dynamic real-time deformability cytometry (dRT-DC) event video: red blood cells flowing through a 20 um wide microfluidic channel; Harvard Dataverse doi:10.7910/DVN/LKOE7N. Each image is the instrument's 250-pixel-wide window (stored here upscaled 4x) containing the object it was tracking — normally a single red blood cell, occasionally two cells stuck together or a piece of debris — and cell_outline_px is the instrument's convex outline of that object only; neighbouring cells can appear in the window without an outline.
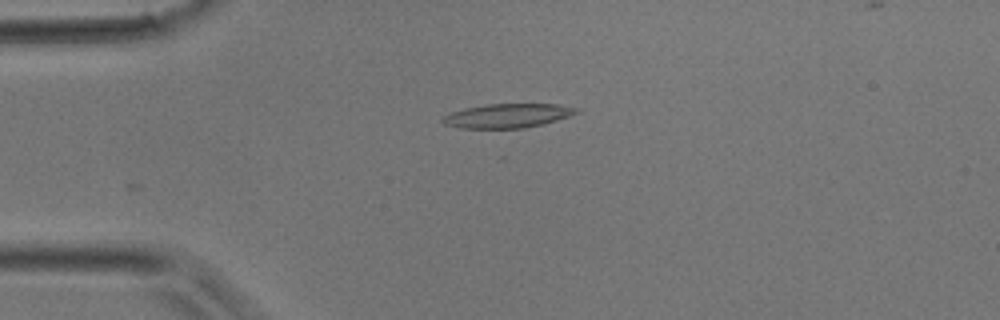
{"species": "common noctule bat (a hibernating species)", "species_latin": "Nyctalus noctula", "temperature_condition": "room temperature", "stored_images_in_passage": 21, "camera_frame_rate_fps": 3000, "um_per_image_px": 0.085, "animal": {"sex": "male", "body_mass_g": 17.9}, "frame": {"image": 1, "passage_image": 1, "time_ms": 0.0, "image_size_px": [1000, 320], "cell_outline_px": [[580, 112], [572, 116], [544, 124], [524, 128], [460, 128], [444, 124], [440, 120], [444, 116], [452, 112], [464, 108], [488, 104], [556, 104], [580, 108]], "centroid_in_image_um": [43.2, 9.84], "position_along_channel_um": 41.8, "area_um2": 18.96}}
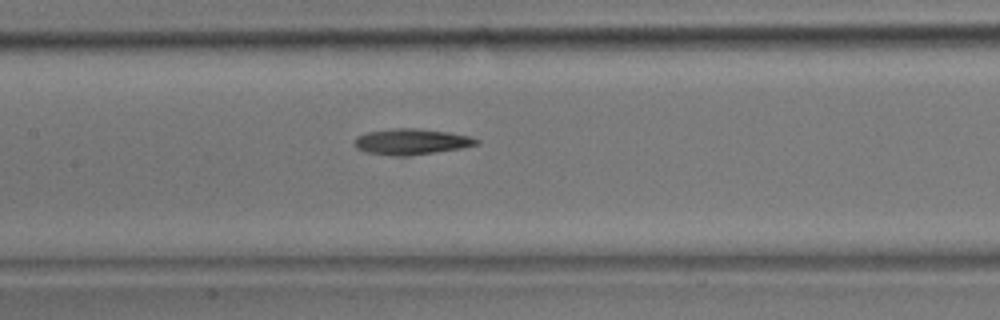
{"frame": {"image": 2, "passage_image": 10, "time_ms": 3.0, "image_size_px": [1000, 320], "cell_outline_px": [[480, 144], [460, 148], [408, 156], [392, 156], [364, 152], [356, 148], [352, 144], [352, 140], [356, 136], [368, 132], [392, 128], [420, 128], [448, 132], [472, 136], [480, 140]], "centroid_in_image_um": [34.93, 12.04], "position_along_channel_um": 172.5, "area_um2": 18.73}}
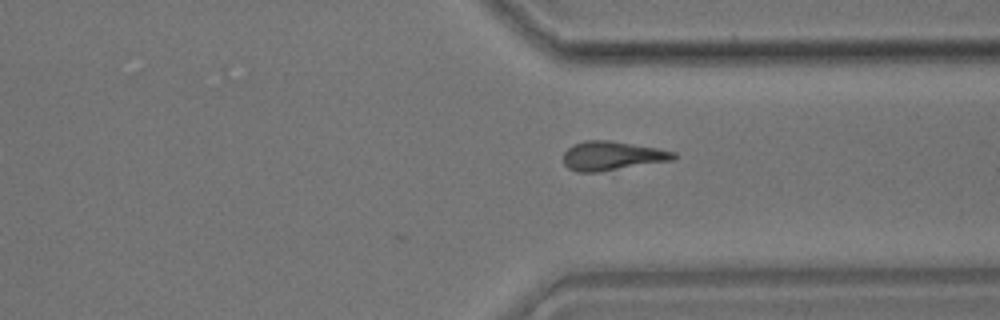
{"frame": {"image": 3, "passage_image": 21, "time_ms": 6.667, "image_size_px": [1000, 320], "cell_outline_px": [[676, 156], [672, 160], [596, 172], [576, 172], [568, 168], [564, 164], [564, 152], [572, 144], [584, 140], [608, 140], [656, 148], [676, 152]], "centroid_in_image_um": [51.97, 13.24], "position_along_channel_um": 359.4, "area_um2": 18.44}}